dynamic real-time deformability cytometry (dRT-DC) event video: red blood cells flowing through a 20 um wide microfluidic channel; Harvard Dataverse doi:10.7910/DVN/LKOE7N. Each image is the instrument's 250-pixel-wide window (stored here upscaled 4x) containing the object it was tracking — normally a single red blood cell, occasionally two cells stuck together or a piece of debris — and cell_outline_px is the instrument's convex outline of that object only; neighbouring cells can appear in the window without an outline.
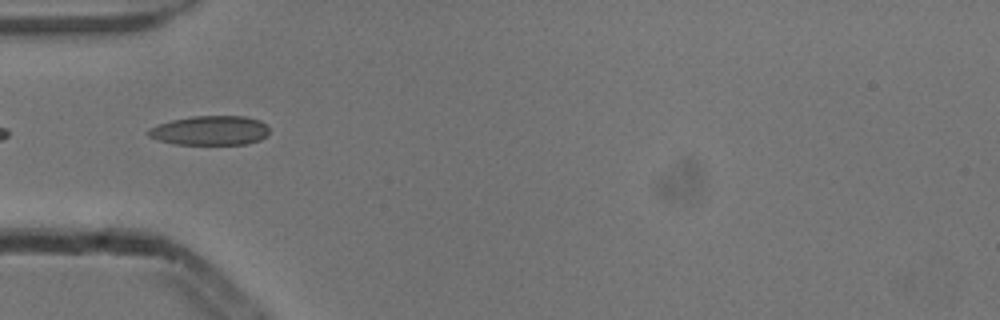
{"species": "common noctule bat (a hibernating species)", "species_latin": "Nyctalus noctula", "temperature_condition": "cold", "stored_images_in_passage": 37, "camera_frame_rate_fps": 3000, "um_per_image_px": 0.085, "animal": {"sex": "male", "body_mass_g": 13.3}, "frame": {"image": 1, "passage_image": 1, "time_ms": 0.0, "image_size_px": [1000, 320], "cell_outline_px": [[268, 132], [260, 140], [248, 144], [172, 144], [148, 136], [148, 128], [172, 120], [192, 116], [244, 116], [260, 120], [268, 128]], "centroid_in_image_um": [17.86, 11.09], "position_along_channel_um": 67.1, "area_um2": 20.58}}
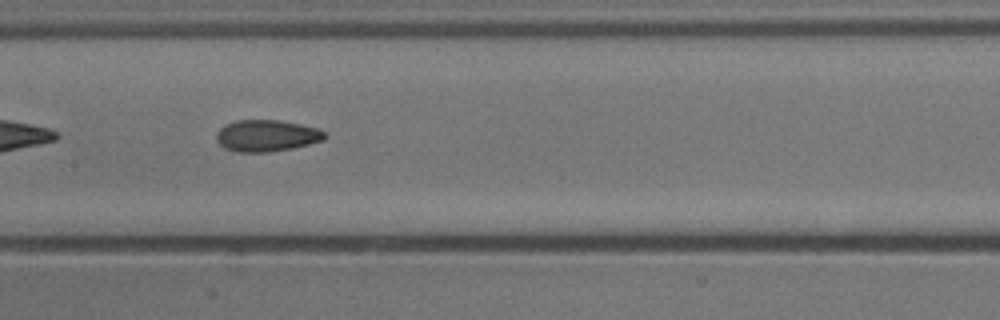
{"frame": {"image": 2, "passage_image": 10, "time_ms": 3.0, "image_size_px": [1000, 320], "cell_outline_px": [[328, 136], [324, 140], [292, 148], [268, 152], [236, 152], [224, 148], [216, 140], [216, 132], [224, 124], [236, 120], [280, 120], [300, 124], [316, 128], [324, 132]], "centroid_in_image_um": [22.63, 11.53], "position_along_channel_um": 184.8, "area_um2": 20.06}}
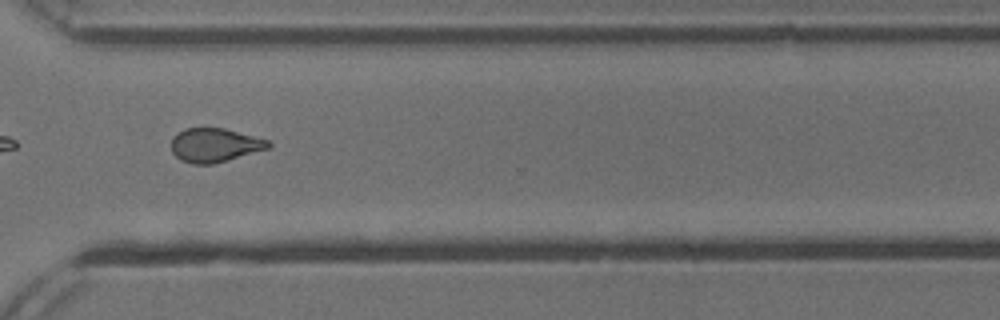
{"frame": {"image": 3, "passage_image": 23, "time_ms": 7.333, "image_size_px": [1000, 320], "cell_outline_px": [[272, 144], [268, 148], [212, 164], [192, 164], [180, 160], [172, 152], [172, 136], [184, 128], [224, 128], [268, 140]], "centroid_in_image_um": [18.2, 12.33], "position_along_channel_um": 352.4, "area_um2": 18.96}, "authors_computed_cell_mechanics": {"area_um2": 19.5942, "velocity_mm_per_s": 3.8796, "shape_relaxation_time_tau1_ms": 7.6037, "shape_relaxation_time_tau2_ms": 3.0659, "deformation_change_tau1": 0.1661, "deformation_change_tau2": 0.0853}}